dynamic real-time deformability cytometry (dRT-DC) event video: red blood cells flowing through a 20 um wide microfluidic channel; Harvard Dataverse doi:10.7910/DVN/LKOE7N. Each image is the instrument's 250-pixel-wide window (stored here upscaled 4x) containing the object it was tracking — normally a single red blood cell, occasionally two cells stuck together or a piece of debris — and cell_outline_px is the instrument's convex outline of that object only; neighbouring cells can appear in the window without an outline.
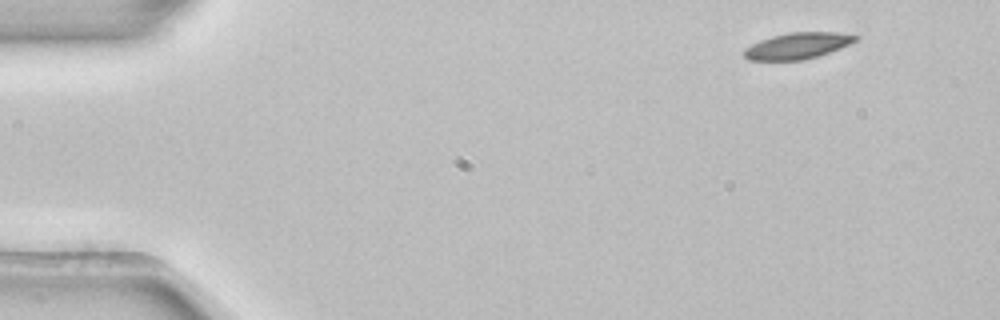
{"species": "common noctule bat (a hibernating species)", "species_latin": "Nyctalus noctula", "temperature_condition": "room temperature", "stored_images_in_passage": 5, "camera_frame_rate_fps": 3000, "um_per_image_px": 0.085, "animal": {"sex": "female", "body_mass_g": 22.7, "forearm_length_mm": 54.2}, "frame": {"image": 1, "passage_image": 1, "time_ms": 0.0, "image_size_px": [1000, 320], "cell_outline_px": [[860, 36], [856, 40], [840, 48], [804, 60], [748, 60], [744, 56], [744, 48], [760, 40], [772, 36], [788, 32], [840, 32]], "centroid_in_image_um": [67.77, 3.88], "position_along_channel_um": 17.2, "area_um2": 16.94}}